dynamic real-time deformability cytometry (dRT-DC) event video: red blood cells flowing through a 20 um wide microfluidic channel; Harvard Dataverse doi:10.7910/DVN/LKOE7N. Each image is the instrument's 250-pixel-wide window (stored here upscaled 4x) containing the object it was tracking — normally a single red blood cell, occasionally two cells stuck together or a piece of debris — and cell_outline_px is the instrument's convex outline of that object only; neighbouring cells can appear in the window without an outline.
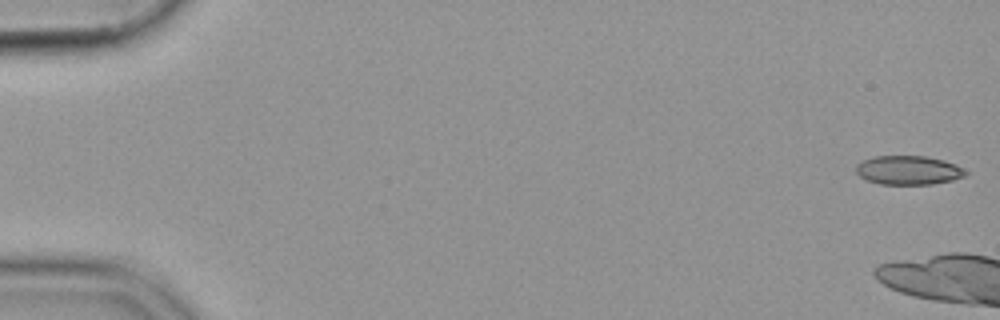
{"species": "common noctule bat (a hibernating species)", "species_latin": "Nyctalus noctula", "temperature_condition": "cold", "stored_images_in_passage": 9, "camera_frame_rate_fps": 3000, "um_per_image_px": 0.085, "animal": {"sex": "female", "body_mass_g": 19.9}, "frame": {"image": 1, "passage_image": 1, "time_ms": 0.0, "image_size_px": [1000, 320], "cell_outline_px": [[968, 172], [964, 176], [952, 180], [932, 184], [880, 184], [868, 180], [860, 176], [856, 172], [856, 164], [864, 160], [876, 156], [924, 156], [944, 160], [956, 164], [964, 168]], "centroid_in_image_um": [77.24, 14.46], "position_along_channel_um": 7.8, "area_um2": 18.44}}